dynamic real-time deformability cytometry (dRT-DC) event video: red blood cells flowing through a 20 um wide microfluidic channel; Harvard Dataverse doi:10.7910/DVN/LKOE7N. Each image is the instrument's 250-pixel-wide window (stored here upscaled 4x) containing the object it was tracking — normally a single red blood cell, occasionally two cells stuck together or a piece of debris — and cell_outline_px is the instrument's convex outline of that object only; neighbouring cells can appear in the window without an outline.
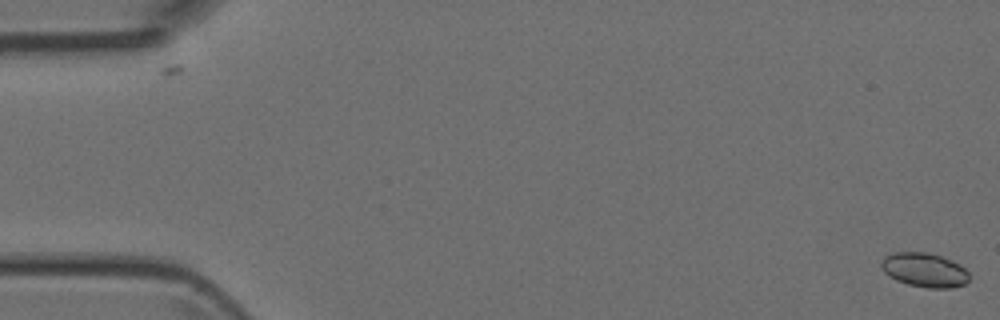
{"species": "Egyptian fruit bat (a non-hibernating species)", "species_latin": "Rousettus aegyptiacus", "temperature_condition": "room temperature", "stored_images_in_passage": 51, "camera_frame_rate_fps": 3000, "um_per_image_px": 0.085, "animal": {"sex": "female"}, "frame": {"image": 1, "passage_image": 1, "time_ms": 0.0, "image_size_px": [1000, 320], "cell_outline_px": [[968, 280], [964, 284], [952, 288], [928, 288], [908, 284], [896, 280], [888, 276], [880, 268], [880, 264], [884, 256], [892, 252], [928, 252], [952, 260], [960, 264], [968, 272]], "centroid_in_image_um": [78.55, 22.94], "position_along_channel_um": 6.5, "area_um2": 17.69}}
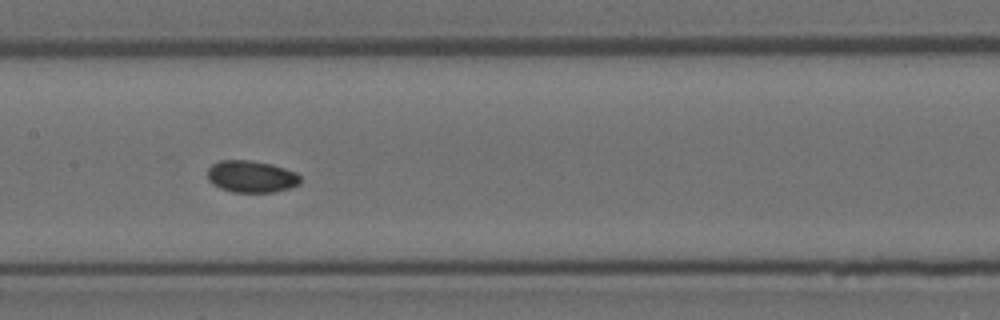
{"frame": {"image": 2, "passage_image": 25, "time_ms": 8.0, "image_size_px": [1000, 320], "cell_outline_px": [[300, 184], [288, 188], [272, 192], [232, 192], [220, 188], [212, 184], [208, 180], [208, 168], [212, 164], [220, 160], [252, 160], [272, 164], [296, 172], [300, 176]], "centroid_in_image_um": [21.35, 15.0], "position_along_channel_um": 186.1, "area_um2": 17.34}}
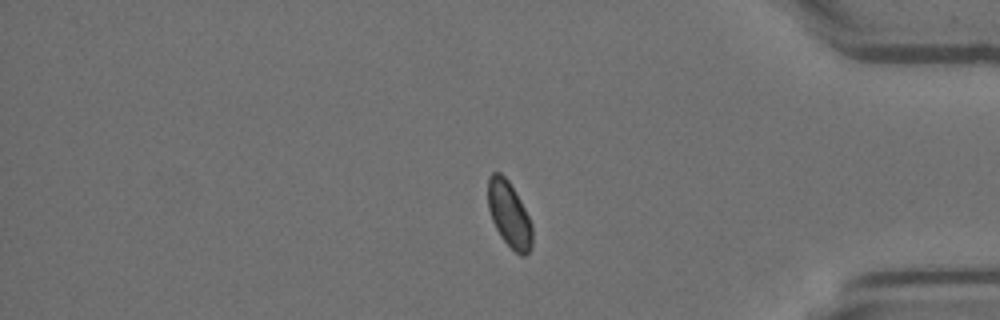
{"frame": {"image": 3, "passage_image": 42, "time_ms": 13.667, "image_size_px": [1000, 320], "cell_outline_px": [[532, 248], [524, 256], [520, 256], [500, 236], [492, 220], [488, 208], [488, 176], [492, 172], [500, 172], [508, 180], [516, 192], [532, 224]], "centroid_in_image_um": [43.27, 18.21], "position_along_channel_um": 391.9, "area_um2": 16.94}}